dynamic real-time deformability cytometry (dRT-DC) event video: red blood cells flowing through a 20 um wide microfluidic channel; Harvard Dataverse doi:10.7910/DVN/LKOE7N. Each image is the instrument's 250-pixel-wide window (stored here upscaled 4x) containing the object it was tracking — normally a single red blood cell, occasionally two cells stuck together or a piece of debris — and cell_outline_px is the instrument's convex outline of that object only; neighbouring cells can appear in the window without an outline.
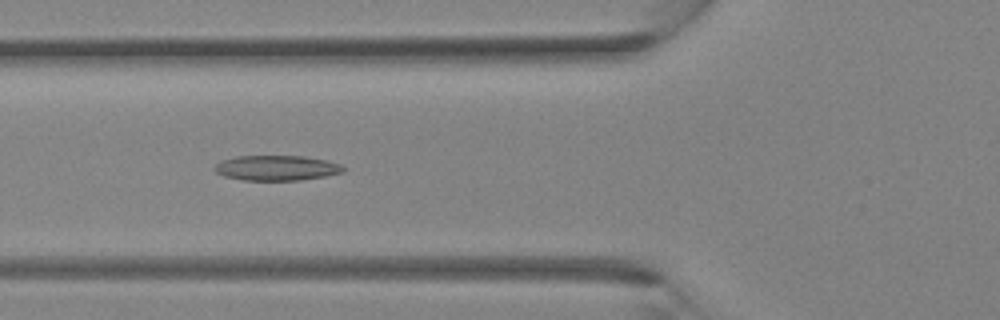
{"species": "Egyptian fruit bat (a non-hibernating species)", "species_latin": "Rousettus aegyptiacus", "temperature_condition": "room temperature", "stored_images_in_passage": 27, "camera_frame_rate_fps": 3000, "um_per_image_px": 0.085, "animal": {"sex": "female"}, "frame": {"image": 1, "passage_image": 4, "time_ms": 1.0, "image_size_px": [1000, 320], "cell_outline_px": [[344, 172], [324, 176], [300, 180], [244, 180], [224, 176], [216, 172], [212, 168], [220, 160], [236, 156], [304, 156], [328, 160], [340, 164], [344, 168]], "centroid_in_image_um": [23.49, 14.27], "position_along_channel_um": 102.3, "area_um2": 18.9}}
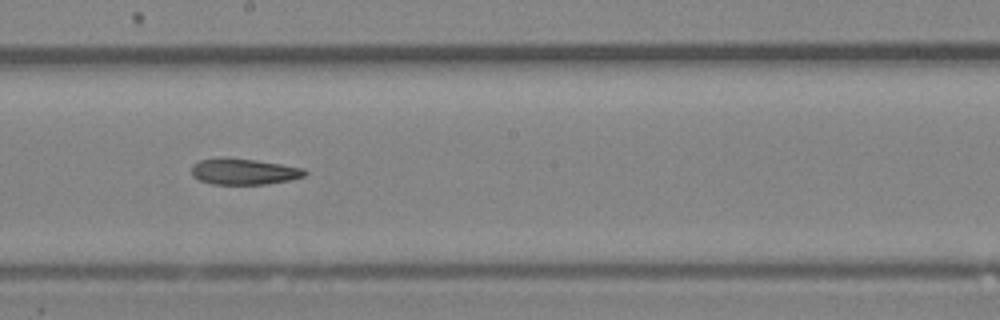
{"frame": {"image": 2, "passage_image": 11, "time_ms": 3.333, "image_size_px": [1000, 320], "cell_outline_px": [[308, 172], [304, 176], [288, 180], [264, 184], [212, 184], [200, 180], [192, 176], [192, 164], [200, 160], [224, 156], [228, 156], [256, 160], [304, 168]], "centroid_in_image_um": [20.69, 14.56], "position_along_channel_um": 227.5, "area_um2": 17.34}}
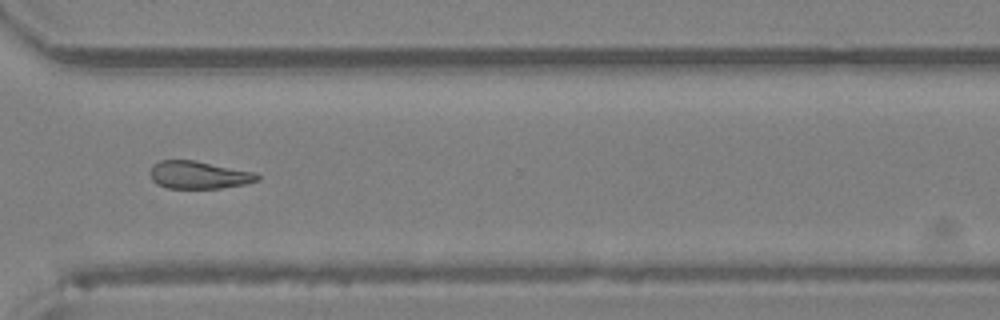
{"frame": {"image": 3, "passage_image": 18, "time_ms": 5.667, "image_size_px": [1000, 320], "cell_outline_px": [[260, 180], [244, 184], [220, 188], [168, 188], [156, 184], [152, 180], [152, 164], [160, 160], [196, 160], [256, 172], [260, 176]], "centroid_in_image_um": [16.93, 14.86], "position_along_channel_um": 353.7, "area_um2": 17.34}}